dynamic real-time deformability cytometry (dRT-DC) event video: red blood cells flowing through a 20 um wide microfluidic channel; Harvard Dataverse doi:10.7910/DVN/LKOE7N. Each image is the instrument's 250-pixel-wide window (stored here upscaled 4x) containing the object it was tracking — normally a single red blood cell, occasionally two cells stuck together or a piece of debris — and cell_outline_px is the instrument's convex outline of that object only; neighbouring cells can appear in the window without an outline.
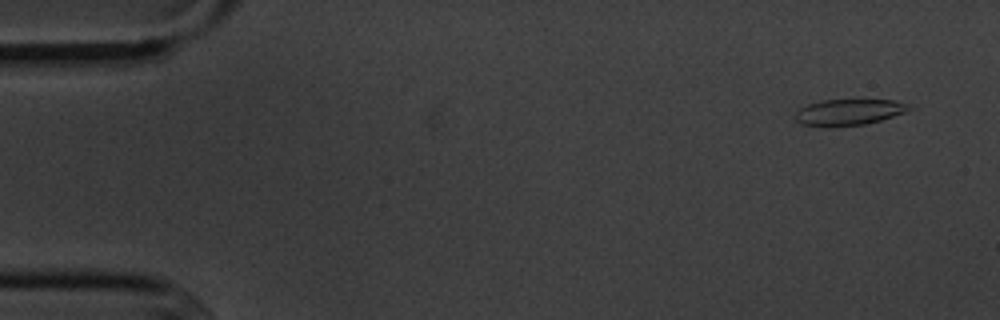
{"species": "common noctule bat (a hibernating species)", "species_latin": "Nyctalus noctula", "temperature_condition": "cold", "stored_images_in_passage": 6, "camera_frame_rate_fps": 3000, "um_per_image_px": 0.085, "animal": {"sex": "male", "body_mass_g": 20.1, "forearm_length_mm": 53.5}, "frame": {"image": 1, "passage_image": 1, "time_ms": 0.0, "image_size_px": [1000, 320], "cell_outline_px": [[916, 108], [880, 120], [864, 124], [800, 124], [796, 120], [796, 112], [800, 108], [808, 104], [820, 100], [856, 96], [892, 100]], "centroid_in_image_um": [72.21, 9.42], "position_along_channel_um": 12.8, "area_um2": 17.46}}
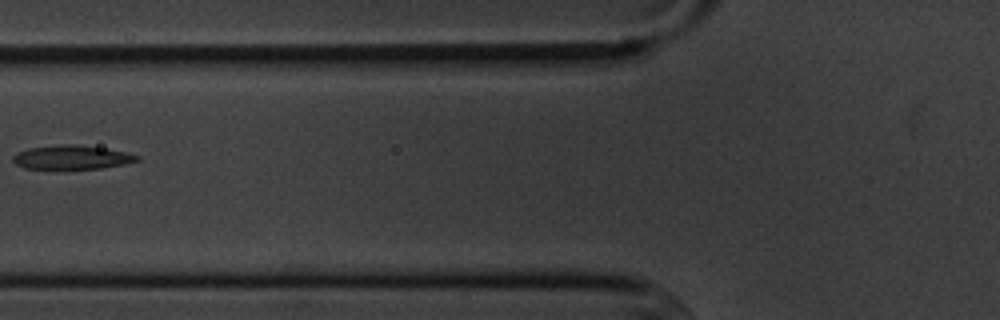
{"frame": {"image": 2, "passage_image": 6, "time_ms": 6.0, "image_size_px": [1000, 320], "cell_outline_px": [[140, 160], [124, 164], [100, 168], [24, 168], [16, 164], [12, 160], [12, 156], [16, 152], [28, 148], [60, 144], [76, 144], [104, 148], [124, 152], [140, 156]], "centroid_in_image_um": [6.07, 13.35], "position_along_channel_um": 119.7, "area_um2": 17.17}}